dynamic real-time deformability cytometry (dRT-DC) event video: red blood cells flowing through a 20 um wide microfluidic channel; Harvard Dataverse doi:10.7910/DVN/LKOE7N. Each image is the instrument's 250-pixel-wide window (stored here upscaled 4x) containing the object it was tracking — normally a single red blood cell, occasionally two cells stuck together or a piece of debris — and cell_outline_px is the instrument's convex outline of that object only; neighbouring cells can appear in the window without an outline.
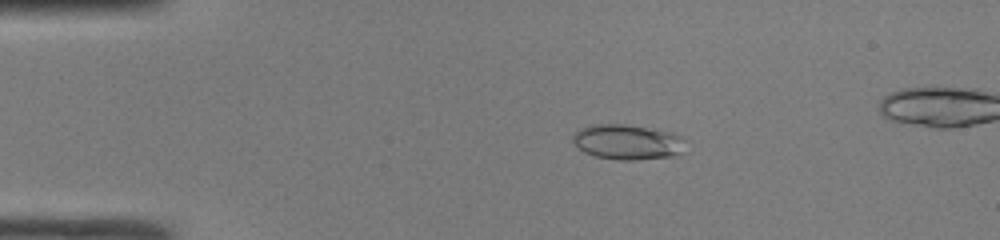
{"species": "common noctule bat (a hibernating species)", "species_latin": "Nyctalus noctula", "temperature_condition": "room temperature", "stored_images_in_passage": 44, "camera_frame_rate_fps": 3000, "um_per_image_px": 0.085, "animal": {"sex": "male", "body_mass_g": 19.0, "forearm_length_mm": 50.8}, "frame": {"image": 1, "passage_image": 7, "time_ms": 2.0, "image_size_px": [1000, 240], "cell_outline_px": [[688, 152], [680, 156], [636, 160], [616, 160], [596, 156], [584, 152], [572, 140], [572, 136], [580, 128], [592, 124], [624, 124], [668, 132], [680, 136], [684, 140]], "centroid_in_image_um": [53.4, 12.1], "position_along_channel_um": 31.6, "area_um2": 23.35}}
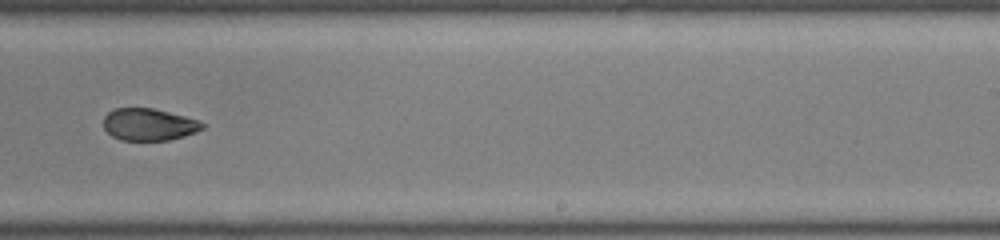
{"frame": {"image": 2, "passage_image": 28, "time_ms": 9.0, "image_size_px": [1000, 240], "cell_outline_px": [[204, 128], [196, 132], [184, 136], [168, 140], [120, 140], [112, 136], [104, 128], [104, 116], [112, 108], [152, 108], [200, 120], [204, 124]], "centroid_in_image_um": [12.65, 10.58], "position_along_channel_um": 276.4, "area_um2": 18.5}}
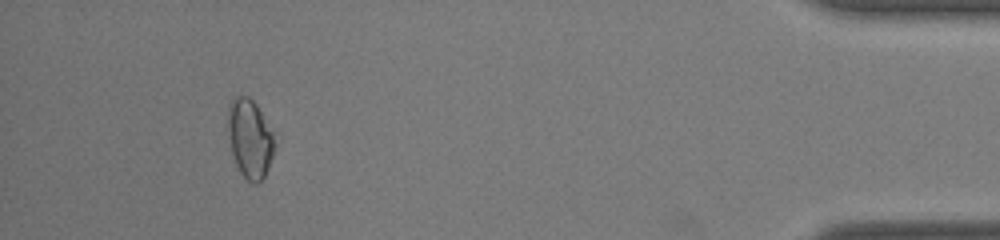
{"frame": {"image": 3, "passage_image": 42, "time_ms": 13.667, "image_size_px": [1000, 240], "cell_outline_px": [[276, 144], [268, 168], [264, 176], [256, 184], [252, 184], [240, 172], [236, 164], [232, 152], [228, 136], [228, 104], [232, 96], [248, 96], [256, 104], [276, 132]], "centroid_in_image_um": [21.27, 11.73], "position_along_channel_um": 413.9, "area_um2": 21.91}}